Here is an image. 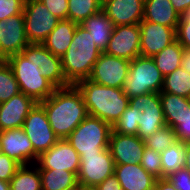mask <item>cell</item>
Here are the masks:
<instances>
[{
	"label": "cell",
	"mask_w": 190,
	"mask_h": 190,
	"mask_svg": "<svg viewBox=\"0 0 190 190\" xmlns=\"http://www.w3.org/2000/svg\"><path fill=\"white\" fill-rule=\"evenodd\" d=\"M80 25L91 34L96 46L105 52L114 29L112 20L106 13L101 9L85 19Z\"/></svg>",
	"instance_id": "23"
},
{
	"label": "cell",
	"mask_w": 190,
	"mask_h": 190,
	"mask_svg": "<svg viewBox=\"0 0 190 190\" xmlns=\"http://www.w3.org/2000/svg\"><path fill=\"white\" fill-rule=\"evenodd\" d=\"M102 51L96 46L91 34L80 24L66 53L61 56L62 69L69 85L88 79Z\"/></svg>",
	"instance_id": "5"
},
{
	"label": "cell",
	"mask_w": 190,
	"mask_h": 190,
	"mask_svg": "<svg viewBox=\"0 0 190 190\" xmlns=\"http://www.w3.org/2000/svg\"><path fill=\"white\" fill-rule=\"evenodd\" d=\"M0 190H10V183L0 179Z\"/></svg>",
	"instance_id": "47"
},
{
	"label": "cell",
	"mask_w": 190,
	"mask_h": 190,
	"mask_svg": "<svg viewBox=\"0 0 190 190\" xmlns=\"http://www.w3.org/2000/svg\"><path fill=\"white\" fill-rule=\"evenodd\" d=\"M184 51L183 46L176 40L152 56V59L161 74L166 76L181 66Z\"/></svg>",
	"instance_id": "27"
},
{
	"label": "cell",
	"mask_w": 190,
	"mask_h": 190,
	"mask_svg": "<svg viewBox=\"0 0 190 190\" xmlns=\"http://www.w3.org/2000/svg\"><path fill=\"white\" fill-rule=\"evenodd\" d=\"M24 0H0V21L23 13Z\"/></svg>",
	"instance_id": "35"
},
{
	"label": "cell",
	"mask_w": 190,
	"mask_h": 190,
	"mask_svg": "<svg viewBox=\"0 0 190 190\" xmlns=\"http://www.w3.org/2000/svg\"><path fill=\"white\" fill-rule=\"evenodd\" d=\"M176 40L185 50L190 49V22H179L176 28Z\"/></svg>",
	"instance_id": "40"
},
{
	"label": "cell",
	"mask_w": 190,
	"mask_h": 190,
	"mask_svg": "<svg viewBox=\"0 0 190 190\" xmlns=\"http://www.w3.org/2000/svg\"><path fill=\"white\" fill-rule=\"evenodd\" d=\"M140 38L139 24L114 26L105 53L131 61L141 55Z\"/></svg>",
	"instance_id": "13"
},
{
	"label": "cell",
	"mask_w": 190,
	"mask_h": 190,
	"mask_svg": "<svg viewBox=\"0 0 190 190\" xmlns=\"http://www.w3.org/2000/svg\"><path fill=\"white\" fill-rule=\"evenodd\" d=\"M145 0H102V10L114 26L139 24L143 20Z\"/></svg>",
	"instance_id": "19"
},
{
	"label": "cell",
	"mask_w": 190,
	"mask_h": 190,
	"mask_svg": "<svg viewBox=\"0 0 190 190\" xmlns=\"http://www.w3.org/2000/svg\"><path fill=\"white\" fill-rule=\"evenodd\" d=\"M153 190H177L167 178L156 179Z\"/></svg>",
	"instance_id": "42"
},
{
	"label": "cell",
	"mask_w": 190,
	"mask_h": 190,
	"mask_svg": "<svg viewBox=\"0 0 190 190\" xmlns=\"http://www.w3.org/2000/svg\"><path fill=\"white\" fill-rule=\"evenodd\" d=\"M23 14L30 44H41L60 21L41 0L25 1Z\"/></svg>",
	"instance_id": "9"
},
{
	"label": "cell",
	"mask_w": 190,
	"mask_h": 190,
	"mask_svg": "<svg viewBox=\"0 0 190 190\" xmlns=\"http://www.w3.org/2000/svg\"><path fill=\"white\" fill-rule=\"evenodd\" d=\"M181 67L190 73V49L185 50L182 56Z\"/></svg>",
	"instance_id": "44"
},
{
	"label": "cell",
	"mask_w": 190,
	"mask_h": 190,
	"mask_svg": "<svg viewBox=\"0 0 190 190\" xmlns=\"http://www.w3.org/2000/svg\"><path fill=\"white\" fill-rule=\"evenodd\" d=\"M75 86L82 94L88 115L98 117L111 126L128 106L129 97L123 88L100 85L89 79L82 80Z\"/></svg>",
	"instance_id": "4"
},
{
	"label": "cell",
	"mask_w": 190,
	"mask_h": 190,
	"mask_svg": "<svg viewBox=\"0 0 190 190\" xmlns=\"http://www.w3.org/2000/svg\"><path fill=\"white\" fill-rule=\"evenodd\" d=\"M164 76L152 57L138 56L130 61L129 73L123 91L129 97L162 91Z\"/></svg>",
	"instance_id": "7"
},
{
	"label": "cell",
	"mask_w": 190,
	"mask_h": 190,
	"mask_svg": "<svg viewBox=\"0 0 190 190\" xmlns=\"http://www.w3.org/2000/svg\"><path fill=\"white\" fill-rule=\"evenodd\" d=\"M114 175L123 190H153L156 177L141 164H115Z\"/></svg>",
	"instance_id": "20"
},
{
	"label": "cell",
	"mask_w": 190,
	"mask_h": 190,
	"mask_svg": "<svg viewBox=\"0 0 190 190\" xmlns=\"http://www.w3.org/2000/svg\"><path fill=\"white\" fill-rule=\"evenodd\" d=\"M189 98L190 96V73L181 66L170 74L164 76L162 91Z\"/></svg>",
	"instance_id": "29"
},
{
	"label": "cell",
	"mask_w": 190,
	"mask_h": 190,
	"mask_svg": "<svg viewBox=\"0 0 190 190\" xmlns=\"http://www.w3.org/2000/svg\"><path fill=\"white\" fill-rule=\"evenodd\" d=\"M176 140L181 143L190 142V106L179 120V125L174 129Z\"/></svg>",
	"instance_id": "37"
},
{
	"label": "cell",
	"mask_w": 190,
	"mask_h": 190,
	"mask_svg": "<svg viewBox=\"0 0 190 190\" xmlns=\"http://www.w3.org/2000/svg\"><path fill=\"white\" fill-rule=\"evenodd\" d=\"M184 146V168L190 171V142L183 144Z\"/></svg>",
	"instance_id": "45"
},
{
	"label": "cell",
	"mask_w": 190,
	"mask_h": 190,
	"mask_svg": "<svg viewBox=\"0 0 190 190\" xmlns=\"http://www.w3.org/2000/svg\"><path fill=\"white\" fill-rule=\"evenodd\" d=\"M29 44L23 13L0 21V60L21 53Z\"/></svg>",
	"instance_id": "12"
},
{
	"label": "cell",
	"mask_w": 190,
	"mask_h": 190,
	"mask_svg": "<svg viewBox=\"0 0 190 190\" xmlns=\"http://www.w3.org/2000/svg\"><path fill=\"white\" fill-rule=\"evenodd\" d=\"M177 190H190V171L181 168L166 177Z\"/></svg>",
	"instance_id": "38"
},
{
	"label": "cell",
	"mask_w": 190,
	"mask_h": 190,
	"mask_svg": "<svg viewBox=\"0 0 190 190\" xmlns=\"http://www.w3.org/2000/svg\"><path fill=\"white\" fill-rule=\"evenodd\" d=\"M77 25L69 19L60 20L41 44L52 54L61 57L69 48Z\"/></svg>",
	"instance_id": "22"
},
{
	"label": "cell",
	"mask_w": 190,
	"mask_h": 190,
	"mask_svg": "<svg viewBox=\"0 0 190 190\" xmlns=\"http://www.w3.org/2000/svg\"><path fill=\"white\" fill-rule=\"evenodd\" d=\"M36 164L39 169H63L78 175L80 155L67 139H59L49 150L38 157Z\"/></svg>",
	"instance_id": "14"
},
{
	"label": "cell",
	"mask_w": 190,
	"mask_h": 190,
	"mask_svg": "<svg viewBox=\"0 0 190 190\" xmlns=\"http://www.w3.org/2000/svg\"><path fill=\"white\" fill-rule=\"evenodd\" d=\"M170 2L179 15L190 8V0H170Z\"/></svg>",
	"instance_id": "43"
},
{
	"label": "cell",
	"mask_w": 190,
	"mask_h": 190,
	"mask_svg": "<svg viewBox=\"0 0 190 190\" xmlns=\"http://www.w3.org/2000/svg\"><path fill=\"white\" fill-rule=\"evenodd\" d=\"M145 147L159 153L177 142L174 129L170 126H163L158 131L144 139Z\"/></svg>",
	"instance_id": "33"
},
{
	"label": "cell",
	"mask_w": 190,
	"mask_h": 190,
	"mask_svg": "<svg viewBox=\"0 0 190 190\" xmlns=\"http://www.w3.org/2000/svg\"><path fill=\"white\" fill-rule=\"evenodd\" d=\"M36 102L23 92L11 97L8 101L0 103V132L21 128L29 111Z\"/></svg>",
	"instance_id": "18"
},
{
	"label": "cell",
	"mask_w": 190,
	"mask_h": 190,
	"mask_svg": "<svg viewBox=\"0 0 190 190\" xmlns=\"http://www.w3.org/2000/svg\"><path fill=\"white\" fill-rule=\"evenodd\" d=\"M140 164L157 179L163 178L161 154L159 152L145 147Z\"/></svg>",
	"instance_id": "34"
},
{
	"label": "cell",
	"mask_w": 190,
	"mask_h": 190,
	"mask_svg": "<svg viewBox=\"0 0 190 190\" xmlns=\"http://www.w3.org/2000/svg\"><path fill=\"white\" fill-rule=\"evenodd\" d=\"M9 183L10 190H42L41 176L37 164L21 165Z\"/></svg>",
	"instance_id": "26"
},
{
	"label": "cell",
	"mask_w": 190,
	"mask_h": 190,
	"mask_svg": "<svg viewBox=\"0 0 190 190\" xmlns=\"http://www.w3.org/2000/svg\"><path fill=\"white\" fill-rule=\"evenodd\" d=\"M0 152L20 165L34 163V148L22 127L0 132Z\"/></svg>",
	"instance_id": "16"
},
{
	"label": "cell",
	"mask_w": 190,
	"mask_h": 190,
	"mask_svg": "<svg viewBox=\"0 0 190 190\" xmlns=\"http://www.w3.org/2000/svg\"><path fill=\"white\" fill-rule=\"evenodd\" d=\"M112 126L88 115L66 138L79 155L100 154L109 147Z\"/></svg>",
	"instance_id": "6"
},
{
	"label": "cell",
	"mask_w": 190,
	"mask_h": 190,
	"mask_svg": "<svg viewBox=\"0 0 190 190\" xmlns=\"http://www.w3.org/2000/svg\"><path fill=\"white\" fill-rule=\"evenodd\" d=\"M143 20L177 28L180 15L170 0H145Z\"/></svg>",
	"instance_id": "21"
},
{
	"label": "cell",
	"mask_w": 190,
	"mask_h": 190,
	"mask_svg": "<svg viewBox=\"0 0 190 190\" xmlns=\"http://www.w3.org/2000/svg\"><path fill=\"white\" fill-rule=\"evenodd\" d=\"M76 190H96L95 187H86V186H82V185H79Z\"/></svg>",
	"instance_id": "48"
},
{
	"label": "cell",
	"mask_w": 190,
	"mask_h": 190,
	"mask_svg": "<svg viewBox=\"0 0 190 190\" xmlns=\"http://www.w3.org/2000/svg\"><path fill=\"white\" fill-rule=\"evenodd\" d=\"M42 75L56 88L69 86L62 69L61 57L52 54L43 46V62L39 66Z\"/></svg>",
	"instance_id": "28"
},
{
	"label": "cell",
	"mask_w": 190,
	"mask_h": 190,
	"mask_svg": "<svg viewBox=\"0 0 190 190\" xmlns=\"http://www.w3.org/2000/svg\"><path fill=\"white\" fill-rule=\"evenodd\" d=\"M179 22H190V8L185 10L181 15H180V21Z\"/></svg>",
	"instance_id": "46"
},
{
	"label": "cell",
	"mask_w": 190,
	"mask_h": 190,
	"mask_svg": "<svg viewBox=\"0 0 190 190\" xmlns=\"http://www.w3.org/2000/svg\"><path fill=\"white\" fill-rule=\"evenodd\" d=\"M21 165L0 152V179L9 182Z\"/></svg>",
	"instance_id": "36"
},
{
	"label": "cell",
	"mask_w": 190,
	"mask_h": 190,
	"mask_svg": "<svg viewBox=\"0 0 190 190\" xmlns=\"http://www.w3.org/2000/svg\"><path fill=\"white\" fill-rule=\"evenodd\" d=\"M5 61L13 70L20 92L31 97L36 103L46 100L56 90L39 68L43 62L42 44H29L21 53L12 55Z\"/></svg>",
	"instance_id": "2"
},
{
	"label": "cell",
	"mask_w": 190,
	"mask_h": 190,
	"mask_svg": "<svg viewBox=\"0 0 190 190\" xmlns=\"http://www.w3.org/2000/svg\"><path fill=\"white\" fill-rule=\"evenodd\" d=\"M20 93L13 70L5 60H0V103Z\"/></svg>",
	"instance_id": "32"
},
{
	"label": "cell",
	"mask_w": 190,
	"mask_h": 190,
	"mask_svg": "<svg viewBox=\"0 0 190 190\" xmlns=\"http://www.w3.org/2000/svg\"><path fill=\"white\" fill-rule=\"evenodd\" d=\"M102 9V0H68L67 19L80 24Z\"/></svg>",
	"instance_id": "30"
},
{
	"label": "cell",
	"mask_w": 190,
	"mask_h": 190,
	"mask_svg": "<svg viewBox=\"0 0 190 190\" xmlns=\"http://www.w3.org/2000/svg\"><path fill=\"white\" fill-rule=\"evenodd\" d=\"M22 128L32 142L34 163H37L38 157L59 140L49 124L44 107L40 103H36L29 111Z\"/></svg>",
	"instance_id": "8"
},
{
	"label": "cell",
	"mask_w": 190,
	"mask_h": 190,
	"mask_svg": "<svg viewBox=\"0 0 190 190\" xmlns=\"http://www.w3.org/2000/svg\"><path fill=\"white\" fill-rule=\"evenodd\" d=\"M161 165L163 178L171 173L184 168V146L183 143L177 141L169 146L161 153Z\"/></svg>",
	"instance_id": "31"
},
{
	"label": "cell",
	"mask_w": 190,
	"mask_h": 190,
	"mask_svg": "<svg viewBox=\"0 0 190 190\" xmlns=\"http://www.w3.org/2000/svg\"><path fill=\"white\" fill-rule=\"evenodd\" d=\"M40 104L59 139H66L88 116L82 94L75 85L56 88L54 93Z\"/></svg>",
	"instance_id": "3"
},
{
	"label": "cell",
	"mask_w": 190,
	"mask_h": 190,
	"mask_svg": "<svg viewBox=\"0 0 190 190\" xmlns=\"http://www.w3.org/2000/svg\"><path fill=\"white\" fill-rule=\"evenodd\" d=\"M114 167V159L109 148L104 149L100 154L80 155L78 184L96 187L114 174Z\"/></svg>",
	"instance_id": "10"
},
{
	"label": "cell",
	"mask_w": 190,
	"mask_h": 190,
	"mask_svg": "<svg viewBox=\"0 0 190 190\" xmlns=\"http://www.w3.org/2000/svg\"><path fill=\"white\" fill-rule=\"evenodd\" d=\"M96 190H123L117 177L113 174L107 177L101 184L95 187Z\"/></svg>",
	"instance_id": "41"
},
{
	"label": "cell",
	"mask_w": 190,
	"mask_h": 190,
	"mask_svg": "<svg viewBox=\"0 0 190 190\" xmlns=\"http://www.w3.org/2000/svg\"><path fill=\"white\" fill-rule=\"evenodd\" d=\"M42 190H73L79 184L77 175L71 171L39 169Z\"/></svg>",
	"instance_id": "24"
},
{
	"label": "cell",
	"mask_w": 190,
	"mask_h": 190,
	"mask_svg": "<svg viewBox=\"0 0 190 190\" xmlns=\"http://www.w3.org/2000/svg\"><path fill=\"white\" fill-rule=\"evenodd\" d=\"M165 125L160 93H147L129 98L126 110L112 125V131L137 135L144 140Z\"/></svg>",
	"instance_id": "1"
},
{
	"label": "cell",
	"mask_w": 190,
	"mask_h": 190,
	"mask_svg": "<svg viewBox=\"0 0 190 190\" xmlns=\"http://www.w3.org/2000/svg\"><path fill=\"white\" fill-rule=\"evenodd\" d=\"M108 148L114 164H140L145 142L137 135H122L111 131Z\"/></svg>",
	"instance_id": "17"
},
{
	"label": "cell",
	"mask_w": 190,
	"mask_h": 190,
	"mask_svg": "<svg viewBox=\"0 0 190 190\" xmlns=\"http://www.w3.org/2000/svg\"><path fill=\"white\" fill-rule=\"evenodd\" d=\"M139 28L141 56L152 57L176 41V28L145 20L139 23Z\"/></svg>",
	"instance_id": "15"
},
{
	"label": "cell",
	"mask_w": 190,
	"mask_h": 190,
	"mask_svg": "<svg viewBox=\"0 0 190 190\" xmlns=\"http://www.w3.org/2000/svg\"><path fill=\"white\" fill-rule=\"evenodd\" d=\"M129 67L130 61L102 52L88 79L100 85L123 88Z\"/></svg>",
	"instance_id": "11"
},
{
	"label": "cell",
	"mask_w": 190,
	"mask_h": 190,
	"mask_svg": "<svg viewBox=\"0 0 190 190\" xmlns=\"http://www.w3.org/2000/svg\"><path fill=\"white\" fill-rule=\"evenodd\" d=\"M160 101L167 126L175 129L179 125V120L190 106L189 98L176 94L160 92Z\"/></svg>",
	"instance_id": "25"
},
{
	"label": "cell",
	"mask_w": 190,
	"mask_h": 190,
	"mask_svg": "<svg viewBox=\"0 0 190 190\" xmlns=\"http://www.w3.org/2000/svg\"><path fill=\"white\" fill-rule=\"evenodd\" d=\"M47 9L58 19H67L68 0H41Z\"/></svg>",
	"instance_id": "39"
}]
</instances>
